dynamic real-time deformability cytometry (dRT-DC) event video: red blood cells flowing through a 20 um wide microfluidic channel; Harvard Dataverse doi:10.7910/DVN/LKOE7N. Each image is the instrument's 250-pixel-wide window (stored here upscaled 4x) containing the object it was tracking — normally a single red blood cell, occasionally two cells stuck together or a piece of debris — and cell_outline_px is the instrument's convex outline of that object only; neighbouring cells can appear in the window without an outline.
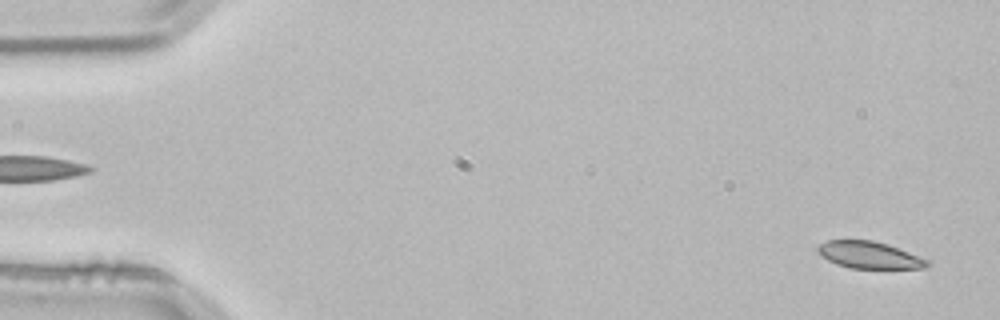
{"species": "common noctule bat (a hibernating species)", "species_latin": "Nyctalus noctula", "temperature_condition": "room temperature", "stored_images_in_passage": 53, "camera_frame_rate_fps": 3000, "um_per_image_px": 0.085, "animal": {"sex": "male", "body_mass_g": 21.5, "forearm_length_mm": 52.0}, "frame": {"image": 1, "passage_image": 2, "time_ms": 0.333, "image_size_px": [1000, 320], "cell_outline_px": [[932, 264], [928, 268], [852, 268], [836, 264], [820, 256], [816, 252], [816, 248], [820, 244], [828, 240], [872, 240], [888, 244], [932, 260]], "centroid_in_image_um": [73.94, 21.68], "position_along_channel_um": 11.1, "area_um2": 17.51}}
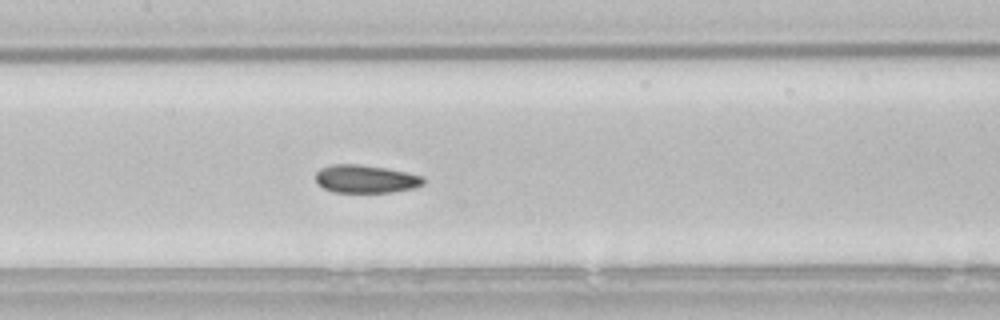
{"frame": {"image": 2, "passage_image": 25, "time_ms": 8.0, "image_size_px": [1000, 320], "cell_outline_px": [[424, 184], [416, 188], [392, 192], [332, 192], [316, 184], [316, 172], [320, 168], [332, 164], [360, 164], [388, 168], [408, 172], [424, 176]], "centroid_in_image_um": [31.1, 15.2], "position_along_channel_um": 176.3, "area_um2": 17.92}}
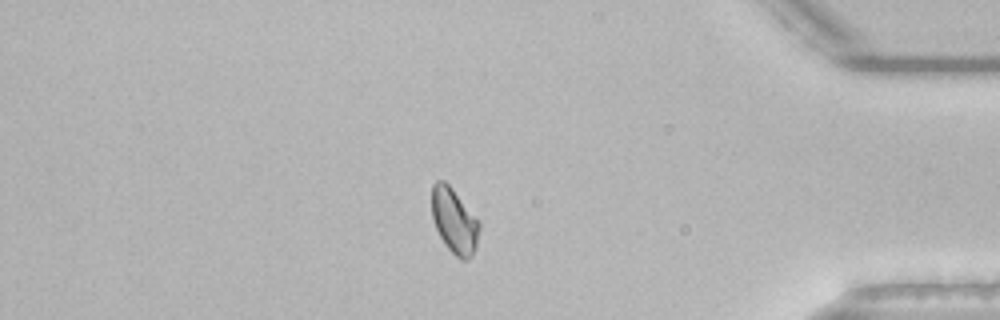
{"frame": {"image": 3, "passage_image": 45, "time_ms": 14.667, "image_size_px": [1000, 320], "cell_outline_px": [[480, 228], [476, 248], [472, 256], [468, 260], [460, 260], [444, 244], [432, 220], [432, 184], [436, 180], [444, 180], [452, 188], [480, 224]], "centroid_in_image_um": [38.6, 18.8], "position_along_channel_um": 396.6, "area_um2": 17.92}, "authors_computed_cell_mechanics": {"area_um2": 18.0914, "velocity_mm_per_s": 3.8182, "shape_relaxation_time_tau1_ms": 6.3386, "shape_relaxation_time_tau2_ms": 2.3279, "deformation_change_tau1": 0.0919, "deformation_change_tau2": 0.0436}}